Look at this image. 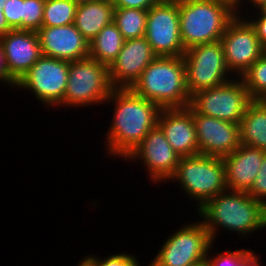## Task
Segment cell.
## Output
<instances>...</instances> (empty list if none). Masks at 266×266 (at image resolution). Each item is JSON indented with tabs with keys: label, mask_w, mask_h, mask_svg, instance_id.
I'll list each match as a JSON object with an SVG mask.
<instances>
[{
	"label": "cell",
	"mask_w": 266,
	"mask_h": 266,
	"mask_svg": "<svg viewBox=\"0 0 266 266\" xmlns=\"http://www.w3.org/2000/svg\"><path fill=\"white\" fill-rule=\"evenodd\" d=\"M78 4L73 0H45L42 26L73 24Z\"/></svg>",
	"instance_id": "obj_24"
},
{
	"label": "cell",
	"mask_w": 266,
	"mask_h": 266,
	"mask_svg": "<svg viewBox=\"0 0 266 266\" xmlns=\"http://www.w3.org/2000/svg\"><path fill=\"white\" fill-rule=\"evenodd\" d=\"M99 256L87 255L84 257L92 266H130L137 258L134 255L119 253L109 255L107 258H97Z\"/></svg>",
	"instance_id": "obj_29"
},
{
	"label": "cell",
	"mask_w": 266,
	"mask_h": 266,
	"mask_svg": "<svg viewBox=\"0 0 266 266\" xmlns=\"http://www.w3.org/2000/svg\"><path fill=\"white\" fill-rule=\"evenodd\" d=\"M191 96L190 106L199 114L239 124L252 101L239 77Z\"/></svg>",
	"instance_id": "obj_8"
},
{
	"label": "cell",
	"mask_w": 266,
	"mask_h": 266,
	"mask_svg": "<svg viewBox=\"0 0 266 266\" xmlns=\"http://www.w3.org/2000/svg\"><path fill=\"white\" fill-rule=\"evenodd\" d=\"M147 10L114 8L113 22L125 40L145 36Z\"/></svg>",
	"instance_id": "obj_23"
},
{
	"label": "cell",
	"mask_w": 266,
	"mask_h": 266,
	"mask_svg": "<svg viewBox=\"0 0 266 266\" xmlns=\"http://www.w3.org/2000/svg\"><path fill=\"white\" fill-rule=\"evenodd\" d=\"M235 9L221 0H179V27L184 49L220 41Z\"/></svg>",
	"instance_id": "obj_4"
},
{
	"label": "cell",
	"mask_w": 266,
	"mask_h": 266,
	"mask_svg": "<svg viewBox=\"0 0 266 266\" xmlns=\"http://www.w3.org/2000/svg\"><path fill=\"white\" fill-rule=\"evenodd\" d=\"M5 3H6V0H0V10H4Z\"/></svg>",
	"instance_id": "obj_42"
},
{
	"label": "cell",
	"mask_w": 266,
	"mask_h": 266,
	"mask_svg": "<svg viewBox=\"0 0 266 266\" xmlns=\"http://www.w3.org/2000/svg\"><path fill=\"white\" fill-rule=\"evenodd\" d=\"M69 63L42 55L19 79L15 88L31 90L46 107L60 106L67 86Z\"/></svg>",
	"instance_id": "obj_11"
},
{
	"label": "cell",
	"mask_w": 266,
	"mask_h": 266,
	"mask_svg": "<svg viewBox=\"0 0 266 266\" xmlns=\"http://www.w3.org/2000/svg\"><path fill=\"white\" fill-rule=\"evenodd\" d=\"M211 244L213 242L204 224L195 221L170 235L149 266H188L206 261Z\"/></svg>",
	"instance_id": "obj_9"
},
{
	"label": "cell",
	"mask_w": 266,
	"mask_h": 266,
	"mask_svg": "<svg viewBox=\"0 0 266 266\" xmlns=\"http://www.w3.org/2000/svg\"><path fill=\"white\" fill-rule=\"evenodd\" d=\"M130 266H140V263L138 262V259H136Z\"/></svg>",
	"instance_id": "obj_43"
},
{
	"label": "cell",
	"mask_w": 266,
	"mask_h": 266,
	"mask_svg": "<svg viewBox=\"0 0 266 266\" xmlns=\"http://www.w3.org/2000/svg\"><path fill=\"white\" fill-rule=\"evenodd\" d=\"M113 2L96 0L78 4L74 25L90 42L106 25L113 21Z\"/></svg>",
	"instance_id": "obj_20"
},
{
	"label": "cell",
	"mask_w": 266,
	"mask_h": 266,
	"mask_svg": "<svg viewBox=\"0 0 266 266\" xmlns=\"http://www.w3.org/2000/svg\"><path fill=\"white\" fill-rule=\"evenodd\" d=\"M210 249L212 250V244L208 249L205 259L207 266H235L250 251V249L228 250L217 253V255L213 257L211 256L212 254H210Z\"/></svg>",
	"instance_id": "obj_27"
},
{
	"label": "cell",
	"mask_w": 266,
	"mask_h": 266,
	"mask_svg": "<svg viewBox=\"0 0 266 266\" xmlns=\"http://www.w3.org/2000/svg\"><path fill=\"white\" fill-rule=\"evenodd\" d=\"M45 0H23V30L38 31L42 27Z\"/></svg>",
	"instance_id": "obj_26"
},
{
	"label": "cell",
	"mask_w": 266,
	"mask_h": 266,
	"mask_svg": "<svg viewBox=\"0 0 266 266\" xmlns=\"http://www.w3.org/2000/svg\"><path fill=\"white\" fill-rule=\"evenodd\" d=\"M108 66L89 57L69 63L67 86L63 102L69 107L100 105L111 94Z\"/></svg>",
	"instance_id": "obj_6"
},
{
	"label": "cell",
	"mask_w": 266,
	"mask_h": 266,
	"mask_svg": "<svg viewBox=\"0 0 266 266\" xmlns=\"http://www.w3.org/2000/svg\"><path fill=\"white\" fill-rule=\"evenodd\" d=\"M265 151L240 144L223 157L228 190L247 192L259 172Z\"/></svg>",
	"instance_id": "obj_19"
},
{
	"label": "cell",
	"mask_w": 266,
	"mask_h": 266,
	"mask_svg": "<svg viewBox=\"0 0 266 266\" xmlns=\"http://www.w3.org/2000/svg\"><path fill=\"white\" fill-rule=\"evenodd\" d=\"M262 14L266 15V3H264L259 9H258Z\"/></svg>",
	"instance_id": "obj_40"
},
{
	"label": "cell",
	"mask_w": 266,
	"mask_h": 266,
	"mask_svg": "<svg viewBox=\"0 0 266 266\" xmlns=\"http://www.w3.org/2000/svg\"><path fill=\"white\" fill-rule=\"evenodd\" d=\"M221 1H225V2L229 3L235 9L236 15H240L239 12H241V11H239L238 8L242 9L240 6L242 4V0H221Z\"/></svg>",
	"instance_id": "obj_36"
},
{
	"label": "cell",
	"mask_w": 266,
	"mask_h": 266,
	"mask_svg": "<svg viewBox=\"0 0 266 266\" xmlns=\"http://www.w3.org/2000/svg\"><path fill=\"white\" fill-rule=\"evenodd\" d=\"M169 181H178L181 189L196 202L197 209L208 200L228 190L223 158L194 155L181 157ZM174 179V180H173Z\"/></svg>",
	"instance_id": "obj_5"
},
{
	"label": "cell",
	"mask_w": 266,
	"mask_h": 266,
	"mask_svg": "<svg viewBox=\"0 0 266 266\" xmlns=\"http://www.w3.org/2000/svg\"><path fill=\"white\" fill-rule=\"evenodd\" d=\"M0 81H2V84L7 83L8 86L16 87V81L8 74V69L4 57V50L2 47V44L0 42Z\"/></svg>",
	"instance_id": "obj_33"
},
{
	"label": "cell",
	"mask_w": 266,
	"mask_h": 266,
	"mask_svg": "<svg viewBox=\"0 0 266 266\" xmlns=\"http://www.w3.org/2000/svg\"><path fill=\"white\" fill-rule=\"evenodd\" d=\"M3 14L12 30H23V0H6Z\"/></svg>",
	"instance_id": "obj_28"
},
{
	"label": "cell",
	"mask_w": 266,
	"mask_h": 266,
	"mask_svg": "<svg viewBox=\"0 0 266 266\" xmlns=\"http://www.w3.org/2000/svg\"><path fill=\"white\" fill-rule=\"evenodd\" d=\"M131 89L163 108H184L191 96L186 84L183 56H157Z\"/></svg>",
	"instance_id": "obj_3"
},
{
	"label": "cell",
	"mask_w": 266,
	"mask_h": 266,
	"mask_svg": "<svg viewBox=\"0 0 266 266\" xmlns=\"http://www.w3.org/2000/svg\"><path fill=\"white\" fill-rule=\"evenodd\" d=\"M255 15H258V16H255ZM249 17L250 19H247V20L254 27L261 45L266 49V15L262 14L258 10V13L256 12L253 16V17H256V19H252V16L250 15Z\"/></svg>",
	"instance_id": "obj_31"
},
{
	"label": "cell",
	"mask_w": 266,
	"mask_h": 266,
	"mask_svg": "<svg viewBox=\"0 0 266 266\" xmlns=\"http://www.w3.org/2000/svg\"><path fill=\"white\" fill-rule=\"evenodd\" d=\"M198 213L213 243L220 227L243 237L266 228V206L244 191L226 190L208 200Z\"/></svg>",
	"instance_id": "obj_2"
},
{
	"label": "cell",
	"mask_w": 266,
	"mask_h": 266,
	"mask_svg": "<svg viewBox=\"0 0 266 266\" xmlns=\"http://www.w3.org/2000/svg\"><path fill=\"white\" fill-rule=\"evenodd\" d=\"M11 30L12 29L9 27L6 17L3 14V10H0V37L4 36Z\"/></svg>",
	"instance_id": "obj_35"
},
{
	"label": "cell",
	"mask_w": 266,
	"mask_h": 266,
	"mask_svg": "<svg viewBox=\"0 0 266 266\" xmlns=\"http://www.w3.org/2000/svg\"><path fill=\"white\" fill-rule=\"evenodd\" d=\"M240 144L266 152V101L252 100L239 123Z\"/></svg>",
	"instance_id": "obj_21"
},
{
	"label": "cell",
	"mask_w": 266,
	"mask_h": 266,
	"mask_svg": "<svg viewBox=\"0 0 266 266\" xmlns=\"http://www.w3.org/2000/svg\"><path fill=\"white\" fill-rule=\"evenodd\" d=\"M156 56H183L179 0H158L147 10L144 36Z\"/></svg>",
	"instance_id": "obj_10"
},
{
	"label": "cell",
	"mask_w": 266,
	"mask_h": 266,
	"mask_svg": "<svg viewBox=\"0 0 266 266\" xmlns=\"http://www.w3.org/2000/svg\"><path fill=\"white\" fill-rule=\"evenodd\" d=\"M37 34L43 56L69 62L89 57V42L74 23L66 26H42Z\"/></svg>",
	"instance_id": "obj_16"
},
{
	"label": "cell",
	"mask_w": 266,
	"mask_h": 266,
	"mask_svg": "<svg viewBox=\"0 0 266 266\" xmlns=\"http://www.w3.org/2000/svg\"><path fill=\"white\" fill-rule=\"evenodd\" d=\"M188 266H207L206 261H200L198 263H194Z\"/></svg>",
	"instance_id": "obj_39"
},
{
	"label": "cell",
	"mask_w": 266,
	"mask_h": 266,
	"mask_svg": "<svg viewBox=\"0 0 266 266\" xmlns=\"http://www.w3.org/2000/svg\"><path fill=\"white\" fill-rule=\"evenodd\" d=\"M157 125L168 143L180 157L199 154L196 128L192 118V107L161 109Z\"/></svg>",
	"instance_id": "obj_17"
},
{
	"label": "cell",
	"mask_w": 266,
	"mask_h": 266,
	"mask_svg": "<svg viewBox=\"0 0 266 266\" xmlns=\"http://www.w3.org/2000/svg\"><path fill=\"white\" fill-rule=\"evenodd\" d=\"M258 257L250 250L235 266H262Z\"/></svg>",
	"instance_id": "obj_34"
},
{
	"label": "cell",
	"mask_w": 266,
	"mask_h": 266,
	"mask_svg": "<svg viewBox=\"0 0 266 266\" xmlns=\"http://www.w3.org/2000/svg\"><path fill=\"white\" fill-rule=\"evenodd\" d=\"M73 1L77 4H81V3L92 2V1H96V0H73Z\"/></svg>",
	"instance_id": "obj_41"
},
{
	"label": "cell",
	"mask_w": 266,
	"mask_h": 266,
	"mask_svg": "<svg viewBox=\"0 0 266 266\" xmlns=\"http://www.w3.org/2000/svg\"><path fill=\"white\" fill-rule=\"evenodd\" d=\"M8 74L18 82L19 79L42 56L39 37L36 31L11 30L0 37Z\"/></svg>",
	"instance_id": "obj_18"
},
{
	"label": "cell",
	"mask_w": 266,
	"mask_h": 266,
	"mask_svg": "<svg viewBox=\"0 0 266 266\" xmlns=\"http://www.w3.org/2000/svg\"><path fill=\"white\" fill-rule=\"evenodd\" d=\"M183 59L190 96L221 85L232 75L229 74L220 41L192 46L185 50Z\"/></svg>",
	"instance_id": "obj_7"
},
{
	"label": "cell",
	"mask_w": 266,
	"mask_h": 266,
	"mask_svg": "<svg viewBox=\"0 0 266 266\" xmlns=\"http://www.w3.org/2000/svg\"><path fill=\"white\" fill-rule=\"evenodd\" d=\"M242 16L236 15L228 23L220 39L227 68L239 77L266 52L247 16Z\"/></svg>",
	"instance_id": "obj_12"
},
{
	"label": "cell",
	"mask_w": 266,
	"mask_h": 266,
	"mask_svg": "<svg viewBox=\"0 0 266 266\" xmlns=\"http://www.w3.org/2000/svg\"><path fill=\"white\" fill-rule=\"evenodd\" d=\"M247 193L253 199L259 200L266 206V152L264 153L259 172Z\"/></svg>",
	"instance_id": "obj_30"
},
{
	"label": "cell",
	"mask_w": 266,
	"mask_h": 266,
	"mask_svg": "<svg viewBox=\"0 0 266 266\" xmlns=\"http://www.w3.org/2000/svg\"><path fill=\"white\" fill-rule=\"evenodd\" d=\"M108 101L114 105V115L105 135L107 153L125 160L157 125L161 108L131 88H114Z\"/></svg>",
	"instance_id": "obj_1"
},
{
	"label": "cell",
	"mask_w": 266,
	"mask_h": 266,
	"mask_svg": "<svg viewBox=\"0 0 266 266\" xmlns=\"http://www.w3.org/2000/svg\"><path fill=\"white\" fill-rule=\"evenodd\" d=\"M242 2H245V0H243ZM246 2H248L249 5L252 4V7H255L254 9L257 8L256 10H258L264 3H266V0H246Z\"/></svg>",
	"instance_id": "obj_37"
},
{
	"label": "cell",
	"mask_w": 266,
	"mask_h": 266,
	"mask_svg": "<svg viewBox=\"0 0 266 266\" xmlns=\"http://www.w3.org/2000/svg\"><path fill=\"white\" fill-rule=\"evenodd\" d=\"M78 266H92V265L85 258H83L82 261L80 260Z\"/></svg>",
	"instance_id": "obj_38"
},
{
	"label": "cell",
	"mask_w": 266,
	"mask_h": 266,
	"mask_svg": "<svg viewBox=\"0 0 266 266\" xmlns=\"http://www.w3.org/2000/svg\"><path fill=\"white\" fill-rule=\"evenodd\" d=\"M158 0H114V8H134L148 10Z\"/></svg>",
	"instance_id": "obj_32"
},
{
	"label": "cell",
	"mask_w": 266,
	"mask_h": 266,
	"mask_svg": "<svg viewBox=\"0 0 266 266\" xmlns=\"http://www.w3.org/2000/svg\"><path fill=\"white\" fill-rule=\"evenodd\" d=\"M252 100L266 99V52L241 76Z\"/></svg>",
	"instance_id": "obj_25"
},
{
	"label": "cell",
	"mask_w": 266,
	"mask_h": 266,
	"mask_svg": "<svg viewBox=\"0 0 266 266\" xmlns=\"http://www.w3.org/2000/svg\"><path fill=\"white\" fill-rule=\"evenodd\" d=\"M180 155L168 143L161 128L156 125L125 159L141 161L154 183L169 182L174 175Z\"/></svg>",
	"instance_id": "obj_13"
},
{
	"label": "cell",
	"mask_w": 266,
	"mask_h": 266,
	"mask_svg": "<svg viewBox=\"0 0 266 266\" xmlns=\"http://www.w3.org/2000/svg\"><path fill=\"white\" fill-rule=\"evenodd\" d=\"M156 57L145 37L125 40L120 53L108 67L112 87L131 88Z\"/></svg>",
	"instance_id": "obj_15"
},
{
	"label": "cell",
	"mask_w": 266,
	"mask_h": 266,
	"mask_svg": "<svg viewBox=\"0 0 266 266\" xmlns=\"http://www.w3.org/2000/svg\"><path fill=\"white\" fill-rule=\"evenodd\" d=\"M124 42L125 39L112 21L89 42V56L109 67L120 53Z\"/></svg>",
	"instance_id": "obj_22"
},
{
	"label": "cell",
	"mask_w": 266,
	"mask_h": 266,
	"mask_svg": "<svg viewBox=\"0 0 266 266\" xmlns=\"http://www.w3.org/2000/svg\"><path fill=\"white\" fill-rule=\"evenodd\" d=\"M199 154L221 157L240 146L239 124L201 115L192 108Z\"/></svg>",
	"instance_id": "obj_14"
}]
</instances>
